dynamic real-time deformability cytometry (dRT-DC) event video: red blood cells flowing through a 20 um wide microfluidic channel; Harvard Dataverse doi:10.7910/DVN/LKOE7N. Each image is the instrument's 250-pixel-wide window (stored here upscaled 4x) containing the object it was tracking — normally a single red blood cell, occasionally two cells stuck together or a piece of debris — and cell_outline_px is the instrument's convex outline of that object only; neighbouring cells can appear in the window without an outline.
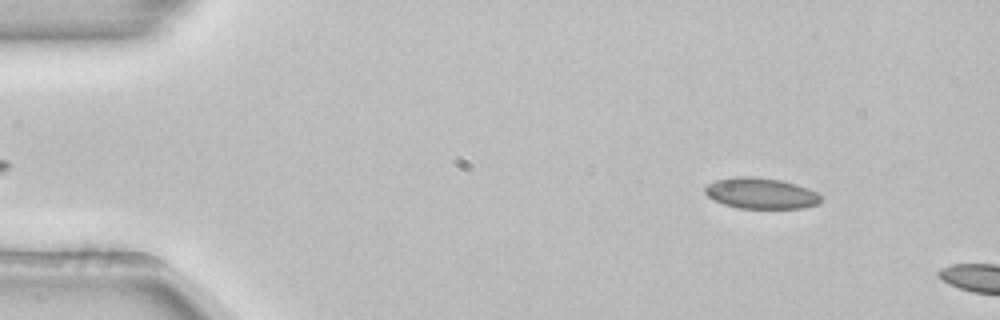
{"species": "common noctule bat (a hibernating species)", "species_latin": "Nyctalus noctula", "temperature_condition": "room temperature", "stored_images_in_passage": 10, "camera_frame_rate_fps": 3000, "um_per_image_px": 0.085, "animal": {"sex": "female", "body_mass_g": 22.7, "forearm_length_mm": 54.2}, "frame": {"image": 1, "passage_image": 6, "time_ms": 1.667, "image_size_px": [1000, 320], "cell_outline_px": [[820, 204], [800, 208], [740, 208], [724, 204], [708, 196], [704, 192], [704, 188], [708, 184], [716, 180], [732, 176], [756, 176], [780, 180], [796, 184], [808, 188], [816, 192], [820, 196]], "centroid_in_image_um": [64.67, 16.42], "position_along_channel_um": 20.3, "area_um2": 20.87}}